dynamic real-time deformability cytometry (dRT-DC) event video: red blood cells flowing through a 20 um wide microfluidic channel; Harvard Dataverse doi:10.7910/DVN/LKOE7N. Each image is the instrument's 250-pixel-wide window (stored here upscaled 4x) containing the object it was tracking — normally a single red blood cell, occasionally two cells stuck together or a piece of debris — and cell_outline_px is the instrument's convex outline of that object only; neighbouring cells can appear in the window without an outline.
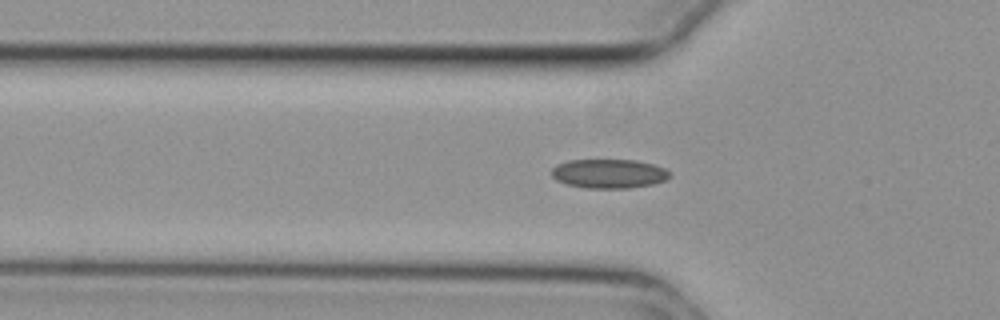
{"species": "common noctule bat (a hibernating species)", "species_latin": "Nyctalus noctula", "temperature_condition": "cold", "stored_images_in_passage": 50, "camera_frame_rate_fps": 3000, "um_per_image_px": 0.085, "animal": {"sex": "female", "body_mass_g": 29.2, "forearm_length_mm": 56.3}, "frame": {"image": 1, "passage_image": 18, "time_ms": 5.667, "image_size_px": [1000, 320], "cell_outline_px": [[672, 176], [668, 180], [652, 184], [628, 188], [584, 188], [568, 184], [556, 180], [552, 176], [552, 168], [556, 164], [568, 160], [636, 160], [652, 164], [664, 168]], "centroid_in_image_um": [51.76, 14.76], "position_along_channel_um": 74.0, "area_um2": 20.11}}
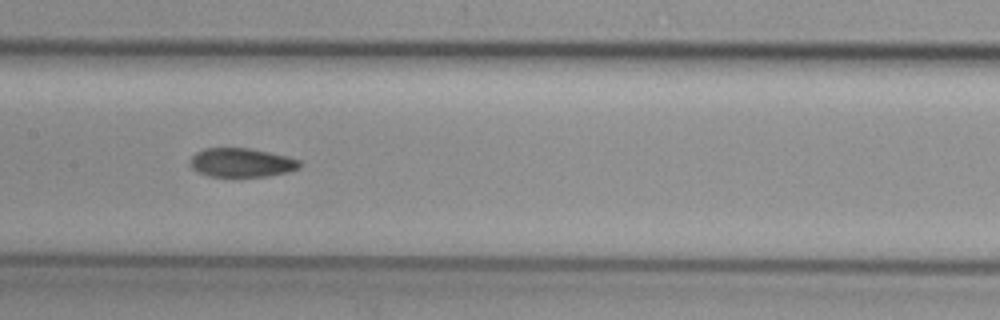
{"frame": {"image": 2, "passage_image": 27, "time_ms": 8.667, "image_size_px": [1000, 320], "cell_outline_px": [[300, 168], [288, 172], [268, 176], [208, 176], [196, 172], [188, 164], [188, 160], [196, 152], [204, 148], [248, 148], [268, 152], [300, 160]], "centroid_in_image_um": [20.47, 13.82], "position_along_channel_um": 186.9, "area_um2": 18.5}}
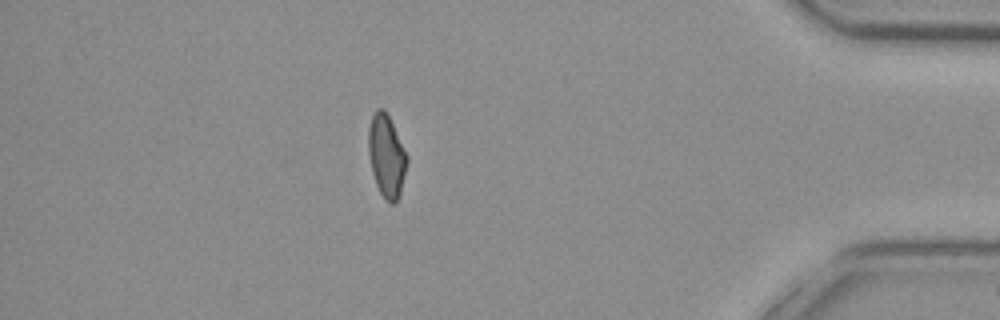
{"frame": {"image": 3, "passage_image": 48, "time_ms": 15.667, "image_size_px": [1000, 320], "cell_outline_px": [[408, 160], [400, 192], [396, 200], [392, 204], [384, 200], [376, 184], [372, 172], [368, 152], [368, 128], [372, 116], [376, 108], [384, 108], [408, 156]], "centroid_in_image_um": [32.83, 13.25], "position_along_channel_um": 402.4, "area_um2": 18.38}, "authors_computed_cell_mechanics": {"area_um2": 19.363, "velocity_mm_per_s": 3.7389, "shape_relaxation_time_tau1_ms": null, "shape_relaxation_time_tau2_ms": 6.2296, "deformation_change_tau1": null, "deformation_change_tau2": 0.1123}}